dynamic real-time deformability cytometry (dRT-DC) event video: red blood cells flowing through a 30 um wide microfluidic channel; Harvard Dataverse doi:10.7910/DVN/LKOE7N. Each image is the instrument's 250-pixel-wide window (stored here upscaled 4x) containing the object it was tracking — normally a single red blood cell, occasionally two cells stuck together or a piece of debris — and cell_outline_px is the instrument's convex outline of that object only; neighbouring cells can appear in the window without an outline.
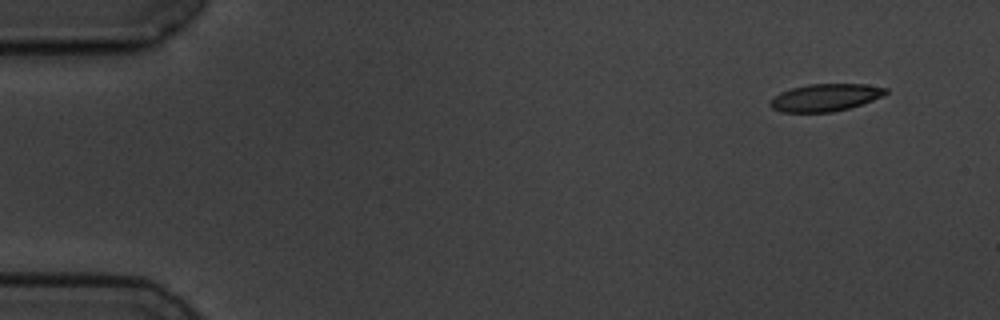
{"species": "common noctule bat (a hibernating species)", "species_latin": "Nyctalus noctula", "temperature_condition": "cold", "stored_images_in_passage": 5, "segment_of_instrument_passage": [2, 2], "camera_frame_rate_fps": 3000, "um_per_image_px": 0.085, "animal": {"sex": "male", "body_mass_g": 19.5, "forearm_length_mm": 54.6}, "frame": {"image": 1, "passage_image": 5, "time_ms": 6.0, "image_size_px": [1000, 320], "cell_outline_px": [[888, 92], [872, 100], [848, 108], [832, 112], [780, 112], [772, 108], [768, 104], [780, 92], [792, 88], [808, 84], [864, 84], [888, 88]], "centroid_in_image_um": [70.13, 8.29], "position_along_channel_um": 14.9, "area_um2": 18.21}}